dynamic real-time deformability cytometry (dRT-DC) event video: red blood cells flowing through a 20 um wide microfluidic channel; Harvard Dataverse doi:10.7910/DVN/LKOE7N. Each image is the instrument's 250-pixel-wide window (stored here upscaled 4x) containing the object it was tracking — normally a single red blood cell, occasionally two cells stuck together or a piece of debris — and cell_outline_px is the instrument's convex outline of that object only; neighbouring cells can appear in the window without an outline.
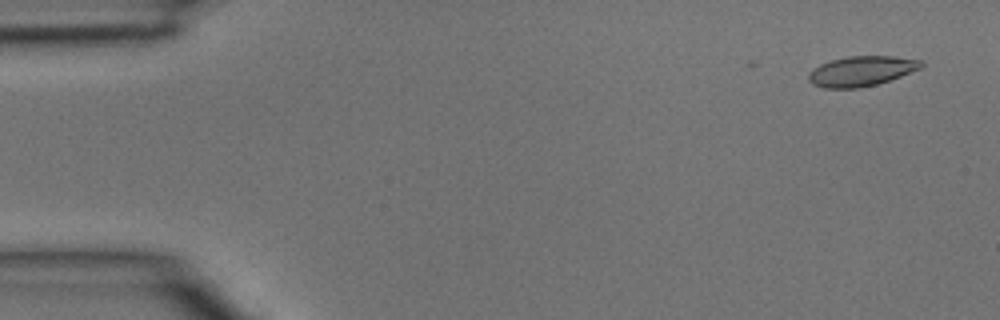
{"species": "common noctule bat (a hibernating species)", "species_latin": "Nyctalus noctula", "temperature_condition": "room temperature", "stored_images_in_passage": 3, "camera_frame_rate_fps": 3000, "um_per_image_px": 0.085, "animal": {"sex": "male", "body_mass_g": 15.6}, "frame": {"image": 1, "passage_image": 1, "time_ms": 0.0, "image_size_px": [1000, 320], "cell_outline_px": [[924, 68], [876, 84], [860, 88], [824, 88], [812, 84], [808, 80], [808, 72], [812, 68], [820, 64], [832, 60], [848, 56], [896, 56], [924, 60]], "centroid_in_image_um": [73.24, 6.03], "position_along_channel_um": 11.8, "area_um2": 19.94}}